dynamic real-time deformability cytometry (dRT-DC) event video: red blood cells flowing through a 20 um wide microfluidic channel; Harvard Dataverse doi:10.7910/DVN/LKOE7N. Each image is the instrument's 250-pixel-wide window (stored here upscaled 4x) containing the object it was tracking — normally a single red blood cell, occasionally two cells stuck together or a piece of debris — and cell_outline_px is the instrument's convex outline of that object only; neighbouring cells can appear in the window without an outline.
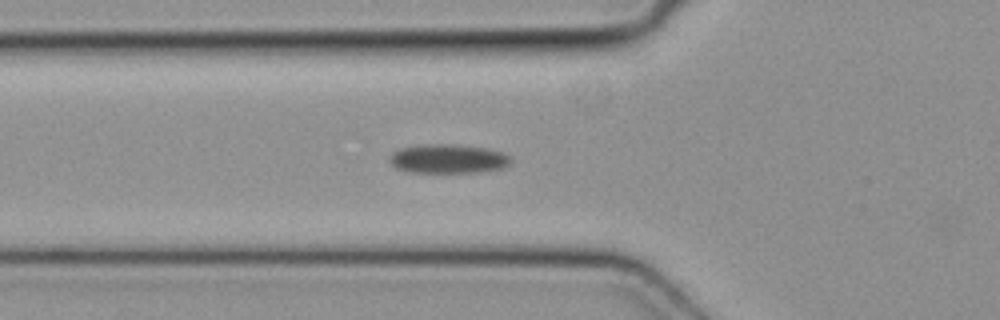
{"species": "common noctule bat (a hibernating species)", "species_latin": "Nyctalus noctula", "temperature_condition": "cold", "stored_images_in_passage": 31, "camera_frame_rate_fps": 3000, "um_per_image_px": 0.085, "animal": {"sex": "female", "body_mass_g": 19.3, "forearm_length_mm": 54.1}, "frame": {"image": 1, "passage_image": 2, "time_ms": 0.333, "image_size_px": [1000, 320], "cell_outline_px": [[512, 160], [508, 164], [500, 168], [480, 172], [408, 172], [392, 168], [388, 160], [388, 156], [392, 152], [400, 148], [424, 144], [452, 144], [484, 148], [504, 152]], "centroid_in_image_um": [37.99, 13.5], "position_along_channel_um": 87.8, "area_um2": 20.69}}
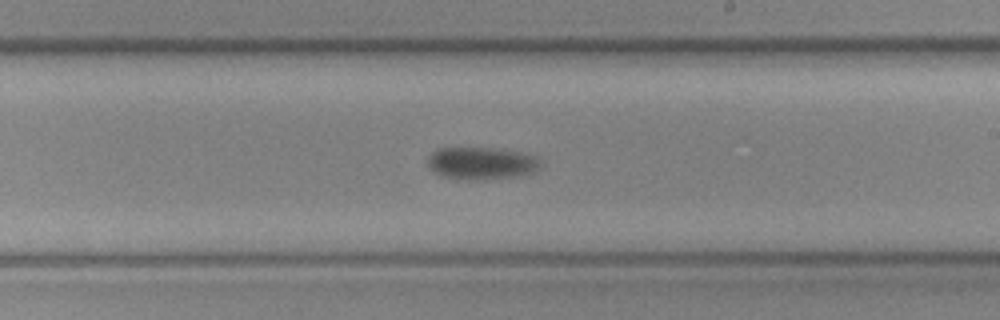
{"frame": {"image": 2, "passage_image": 14, "time_ms": 4.333, "image_size_px": [1000, 320], "cell_outline_px": [[540, 168], [532, 172], [516, 176], [472, 180], [468, 180], [440, 176], [428, 168], [428, 156], [436, 148], [488, 148], [520, 152], [536, 156], [540, 160]], "centroid_in_image_um": [40.87, 13.87], "position_along_channel_um": 248.1, "area_um2": 21.21}}
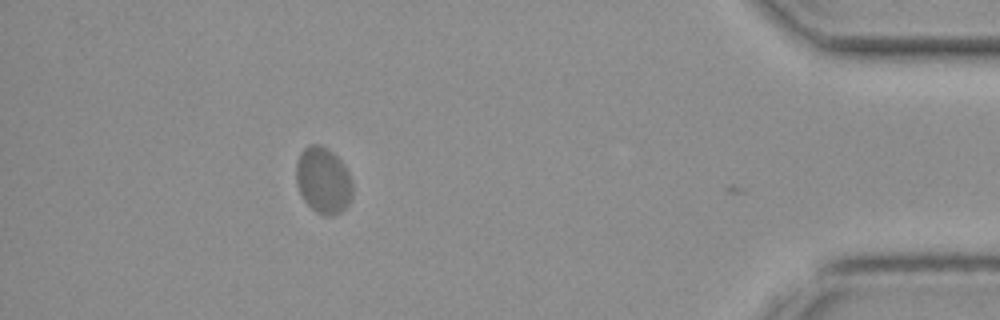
{"frame": {"image": 3, "passage_image": 30, "time_ms": 9.667, "image_size_px": [1000, 320], "cell_outline_px": [[352, 196], [348, 204], [340, 212], [332, 216], [324, 216], [316, 212], [304, 200], [296, 184], [296, 164], [300, 152], [308, 144], [320, 144], [328, 148], [344, 164], [352, 180]], "centroid_in_image_um": [27.47, 15.32], "position_along_channel_um": 407.7, "area_um2": 21.96}}